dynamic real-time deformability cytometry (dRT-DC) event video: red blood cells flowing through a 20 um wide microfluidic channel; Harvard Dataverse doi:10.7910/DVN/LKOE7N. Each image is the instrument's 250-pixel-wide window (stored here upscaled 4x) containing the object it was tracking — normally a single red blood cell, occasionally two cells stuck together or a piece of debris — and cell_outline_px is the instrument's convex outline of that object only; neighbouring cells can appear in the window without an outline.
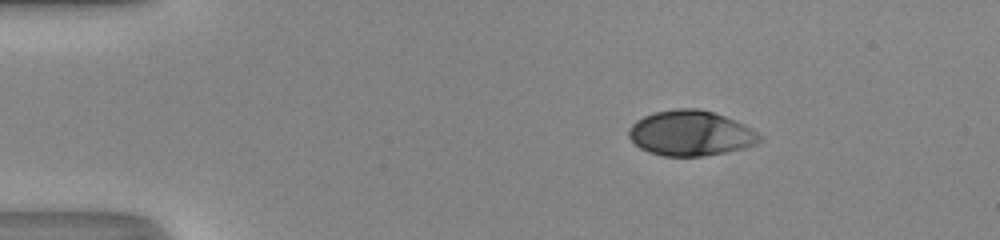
{"species": "human", "species_latin": "Homo sapiens", "temperature_condition": "room temperature", "stored_images_in_passage": 41, "camera_frame_rate_fps": 3000, "um_per_image_px": 0.085, "donor": {"sex": "male"}, "frame": {"image": 1, "passage_image": 1, "time_ms": 0.0, "image_size_px": [1000, 240], "cell_outline_px": [[760, 140], [756, 144], [744, 148], [724, 152], [700, 156], [664, 156], [648, 152], [640, 148], [628, 136], [628, 128], [636, 120], [644, 116], [656, 112], [676, 108], [696, 108], [712, 112], [724, 116], [744, 124], [756, 132], [760, 136]], "centroid_in_image_um": [58.67, 11.32], "position_along_channel_um": 26.3, "area_um2": 34.22}}
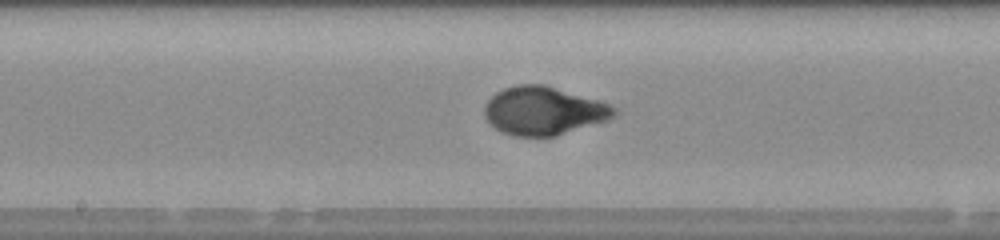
{"frame": {"image": 2, "passage_image": 19, "time_ms": 6.0, "image_size_px": [1000, 240], "cell_outline_px": [[620, 112], [604, 120], [556, 136], [516, 136], [500, 132], [484, 116], [484, 108], [488, 100], [496, 92], [504, 88], [516, 84], [544, 84], [596, 100], [608, 104], [616, 108]], "centroid_in_image_um": [46.16, 9.41], "position_along_channel_um": 202.0, "area_um2": 36.01}}
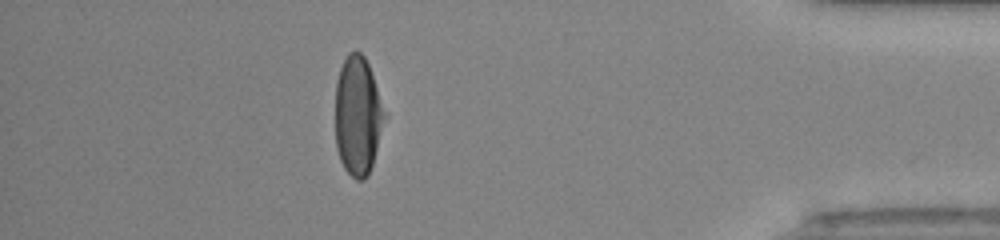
{"frame": {"image": 3, "passage_image": 36, "time_ms": 11.667, "image_size_px": [1000, 240], "cell_outline_px": [[388, 116], [368, 176], [364, 180], [356, 180], [344, 168], [340, 160], [336, 148], [336, 80], [340, 68], [348, 52], [360, 52], [364, 56], [368, 64]], "centroid_in_image_um": [30.44, 9.86], "position_along_channel_um": 404.8, "area_um2": 34.51}, "authors_computed_cell_mechanics": {"area_um2": 35.547, "velocity_mm_per_s": 4.3352, "shape_relaxation_time_tau1_ms": 3.4154, "shape_relaxation_time_tau2_ms": null, "deformation_change_tau1": 0.1982, "deformation_change_tau2": null}}